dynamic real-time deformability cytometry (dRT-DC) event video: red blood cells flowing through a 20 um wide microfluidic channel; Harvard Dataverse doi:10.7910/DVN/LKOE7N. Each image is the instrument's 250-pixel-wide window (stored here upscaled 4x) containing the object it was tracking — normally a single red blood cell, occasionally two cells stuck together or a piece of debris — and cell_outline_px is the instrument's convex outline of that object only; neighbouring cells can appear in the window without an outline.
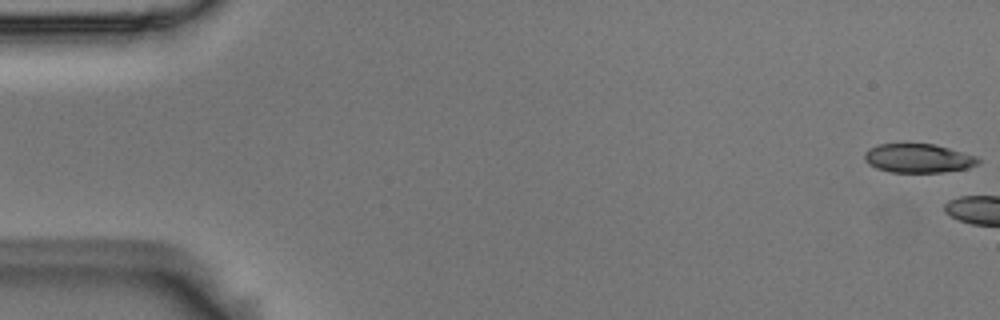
{"species": "Egyptian fruit bat (a non-hibernating species)", "species_latin": "Rousettus aegyptiacus", "temperature_condition": "room temperature", "stored_images_in_passage": 5, "camera_frame_rate_fps": 3000, "um_per_image_px": 0.085, "animal": {"sex": "male"}, "frame": {"image": 1, "passage_image": 1, "time_ms": 0.0, "image_size_px": [1000, 320], "cell_outline_px": [[980, 160], [976, 164], [968, 168], [944, 172], [892, 172], [876, 168], [868, 164], [864, 160], [864, 152], [868, 148], [876, 144], [936, 144], [976, 156]], "centroid_in_image_um": [78.01, 13.45], "position_along_channel_um": 7.0, "area_um2": 19.19}}